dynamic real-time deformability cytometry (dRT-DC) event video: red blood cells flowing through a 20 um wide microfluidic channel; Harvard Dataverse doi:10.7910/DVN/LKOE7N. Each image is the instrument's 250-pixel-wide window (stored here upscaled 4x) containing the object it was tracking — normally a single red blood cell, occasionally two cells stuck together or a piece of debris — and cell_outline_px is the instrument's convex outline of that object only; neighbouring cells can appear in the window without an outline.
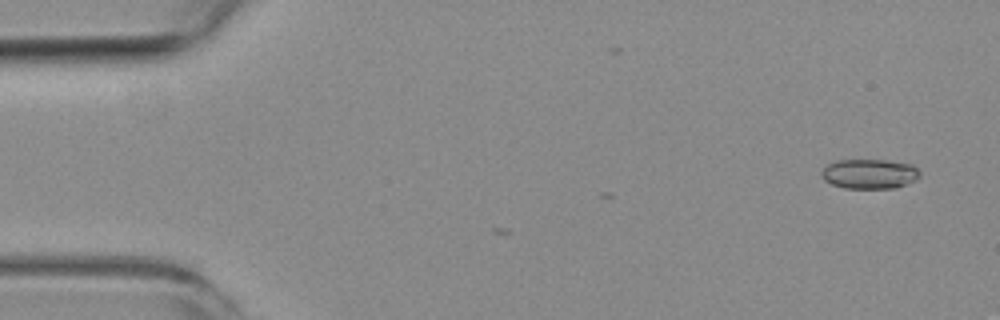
{"species": "common noctule bat (a hibernating species)", "species_latin": "Nyctalus noctula", "temperature_condition": "room temperature", "stored_images_in_passage": 2, "camera_frame_rate_fps": 3000, "um_per_image_px": 0.085, "animal": {"sex": "female", "body_mass_g": 19.3, "forearm_length_mm": 54.1}, "frame": {"image": 1, "passage_image": 2, "time_ms": 1.0, "image_size_px": [1000, 320], "cell_outline_px": [[920, 176], [916, 180], [896, 188], [844, 188], [832, 184], [824, 180], [820, 172], [828, 164], [836, 160], [888, 160], [912, 164], [920, 172]], "centroid_in_image_um": [73.92, 14.78], "position_along_channel_um": 11.1, "area_um2": 17.11}}